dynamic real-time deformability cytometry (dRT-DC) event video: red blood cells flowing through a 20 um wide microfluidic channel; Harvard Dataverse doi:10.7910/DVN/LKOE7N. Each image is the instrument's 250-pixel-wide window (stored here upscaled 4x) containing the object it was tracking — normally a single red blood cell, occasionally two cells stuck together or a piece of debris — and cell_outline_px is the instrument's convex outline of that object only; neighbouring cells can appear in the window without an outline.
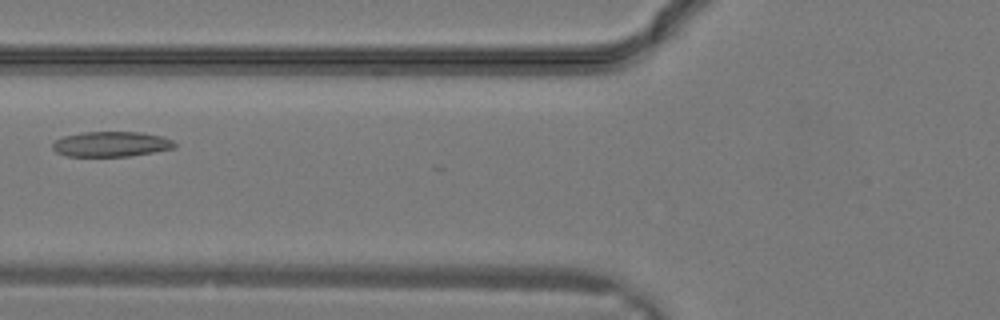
{"species": "common noctule bat (a hibernating species)", "species_latin": "Nyctalus noctula", "temperature_condition": "warm", "stored_images_in_passage": 5, "camera_frame_rate_fps": 3000, "um_per_image_px": 0.085, "animal": {"sex": "male", "body_mass_g": 19.2, "forearm_length_mm": 51.8}, "frame": {"image": 1, "passage_image": 3, "time_ms": 0.667, "image_size_px": [1000, 320], "cell_outline_px": [[176, 148], [128, 156], [68, 156], [56, 152], [52, 148], [52, 144], [56, 140], [64, 136], [84, 132], [144, 132], [164, 136], [172, 140], [176, 144]], "centroid_in_image_um": [9.48, 12.24], "position_along_channel_um": 116.3, "area_um2": 17.92}}